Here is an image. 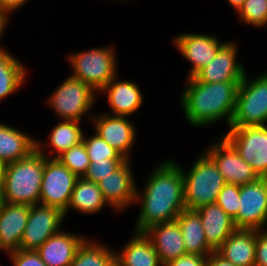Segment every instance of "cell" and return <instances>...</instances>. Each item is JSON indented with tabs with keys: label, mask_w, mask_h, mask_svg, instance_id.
Wrapping results in <instances>:
<instances>
[{
	"label": "cell",
	"mask_w": 267,
	"mask_h": 266,
	"mask_svg": "<svg viewBox=\"0 0 267 266\" xmlns=\"http://www.w3.org/2000/svg\"><path fill=\"white\" fill-rule=\"evenodd\" d=\"M13 266H47L35 250H17L9 253Z\"/></svg>",
	"instance_id": "35"
},
{
	"label": "cell",
	"mask_w": 267,
	"mask_h": 266,
	"mask_svg": "<svg viewBox=\"0 0 267 266\" xmlns=\"http://www.w3.org/2000/svg\"><path fill=\"white\" fill-rule=\"evenodd\" d=\"M236 52V44L225 43L214 59L193 77L204 83L241 82L246 72L242 64L236 62Z\"/></svg>",
	"instance_id": "13"
},
{
	"label": "cell",
	"mask_w": 267,
	"mask_h": 266,
	"mask_svg": "<svg viewBox=\"0 0 267 266\" xmlns=\"http://www.w3.org/2000/svg\"><path fill=\"white\" fill-rule=\"evenodd\" d=\"M8 14L5 13V12H2L0 10V37L2 36V32L4 31L5 29V25L8 21Z\"/></svg>",
	"instance_id": "40"
},
{
	"label": "cell",
	"mask_w": 267,
	"mask_h": 266,
	"mask_svg": "<svg viewBox=\"0 0 267 266\" xmlns=\"http://www.w3.org/2000/svg\"><path fill=\"white\" fill-rule=\"evenodd\" d=\"M4 167L5 165L2 162H0V182H2L3 180Z\"/></svg>",
	"instance_id": "43"
},
{
	"label": "cell",
	"mask_w": 267,
	"mask_h": 266,
	"mask_svg": "<svg viewBox=\"0 0 267 266\" xmlns=\"http://www.w3.org/2000/svg\"><path fill=\"white\" fill-rule=\"evenodd\" d=\"M240 186L226 183L219 192L216 204L219 205L227 215L234 219L239 210Z\"/></svg>",
	"instance_id": "33"
},
{
	"label": "cell",
	"mask_w": 267,
	"mask_h": 266,
	"mask_svg": "<svg viewBox=\"0 0 267 266\" xmlns=\"http://www.w3.org/2000/svg\"><path fill=\"white\" fill-rule=\"evenodd\" d=\"M207 256L185 254L175 260L169 261L164 266H206Z\"/></svg>",
	"instance_id": "37"
},
{
	"label": "cell",
	"mask_w": 267,
	"mask_h": 266,
	"mask_svg": "<svg viewBox=\"0 0 267 266\" xmlns=\"http://www.w3.org/2000/svg\"><path fill=\"white\" fill-rule=\"evenodd\" d=\"M237 229L264 230L267 224V178L240 186L237 216L233 219Z\"/></svg>",
	"instance_id": "10"
},
{
	"label": "cell",
	"mask_w": 267,
	"mask_h": 266,
	"mask_svg": "<svg viewBox=\"0 0 267 266\" xmlns=\"http://www.w3.org/2000/svg\"><path fill=\"white\" fill-rule=\"evenodd\" d=\"M255 229H236L216 250L235 266H255Z\"/></svg>",
	"instance_id": "21"
},
{
	"label": "cell",
	"mask_w": 267,
	"mask_h": 266,
	"mask_svg": "<svg viewBox=\"0 0 267 266\" xmlns=\"http://www.w3.org/2000/svg\"><path fill=\"white\" fill-rule=\"evenodd\" d=\"M195 211L200 215L206 241L214 251L237 229L233 219L216 203Z\"/></svg>",
	"instance_id": "20"
},
{
	"label": "cell",
	"mask_w": 267,
	"mask_h": 266,
	"mask_svg": "<svg viewBox=\"0 0 267 266\" xmlns=\"http://www.w3.org/2000/svg\"><path fill=\"white\" fill-rule=\"evenodd\" d=\"M147 181L142 194L136 189L135 202L141 200L142 206L135 232H144L153 225L174 221L186 209L182 168L174 161L160 164Z\"/></svg>",
	"instance_id": "1"
},
{
	"label": "cell",
	"mask_w": 267,
	"mask_h": 266,
	"mask_svg": "<svg viewBox=\"0 0 267 266\" xmlns=\"http://www.w3.org/2000/svg\"><path fill=\"white\" fill-rule=\"evenodd\" d=\"M255 266H267V230H256Z\"/></svg>",
	"instance_id": "36"
},
{
	"label": "cell",
	"mask_w": 267,
	"mask_h": 266,
	"mask_svg": "<svg viewBox=\"0 0 267 266\" xmlns=\"http://www.w3.org/2000/svg\"><path fill=\"white\" fill-rule=\"evenodd\" d=\"M115 58L112 47H98L70 54L69 61L74 69V73L70 76L100 92L114 77H117Z\"/></svg>",
	"instance_id": "6"
},
{
	"label": "cell",
	"mask_w": 267,
	"mask_h": 266,
	"mask_svg": "<svg viewBox=\"0 0 267 266\" xmlns=\"http://www.w3.org/2000/svg\"><path fill=\"white\" fill-rule=\"evenodd\" d=\"M80 121L64 120L53 127L50 137L51 154L56 153L50 158H57L64 151L82 141L83 132L79 126Z\"/></svg>",
	"instance_id": "28"
},
{
	"label": "cell",
	"mask_w": 267,
	"mask_h": 266,
	"mask_svg": "<svg viewBox=\"0 0 267 266\" xmlns=\"http://www.w3.org/2000/svg\"><path fill=\"white\" fill-rule=\"evenodd\" d=\"M64 217V212L56 207L42 204L30 206L19 249L36 251L48 238L60 231Z\"/></svg>",
	"instance_id": "11"
},
{
	"label": "cell",
	"mask_w": 267,
	"mask_h": 266,
	"mask_svg": "<svg viewBox=\"0 0 267 266\" xmlns=\"http://www.w3.org/2000/svg\"><path fill=\"white\" fill-rule=\"evenodd\" d=\"M126 160L127 159H104L90 162L84 178L98 184L103 178H106L116 171Z\"/></svg>",
	"instance_id": "34"
},
{
	"label": "cell",
	"mask_w": 267,
	"mask_h": 266,
	"mask_svg": "<svg viewBox=\"0 0 267 266\" xmlns=\"http://www.w3.org/2000/svg\"><path fill=\"white\" fill-rule=\"evenodd\" d=\"M205 153L215 162L226 183L243 186L260 178L224 137Z\"/></svg>",
	"instance_id": "12"
},
{
	"label": "cell",
	"mask_w": 267,
	"mask_h": 266,
	"mask_svg": "<svg viewBox=\"0 0 267 266\" xmlns=\"http://www.w3.org/2000/svg\"><path fill=\"white\" fill-rule=\"evenodd\" d=\"M96 92L91 86L69 76L49 97V105L63 120L80 121L94 104Z\"/></svg>",
	"instance_id": "8"
},
{
	"label": "cell",
	"mask_w": 267,
	"mask_h": 266,
	"mask_svg": "<svg viewBox=\"0 0 267 266\" xmlns=\"http://www.w3.org/2000/svg\"><path fill=\"white\" fill-rule=\"evenodd\" d=\"M70 266H116V253L101 244L88 243L85 239Z\"/></svg>",
	"instance_id": "27"
},
{
	"label": "cell",
	"mask_w": 267,
	"mask_h": 266,
	"mask_svg": "<svg viewBox=\"0 0 267 266\" xmlns=\"http://www.w3.org/2000/svg\"><path fill=\"white\" fill-rule=\"evenodd\" d=\"M4 203H5V200H4L3 183L0 182V209L2 208Z\"/></svg>",
	"instance_id": "42"
},
{
	"label": "cell",
	"mask_w": 267,
	"mask_h": 266,
	"mask_svg": "<svg viewBox=\"0 0 267 266\" xmlns=\"http://www.w3.org/2000/svg\"><path fill=\"white\" fill-rule=\"evenodd\" d=\"M8 51L6 52L5 50H2L0 48V62L8 55Z\"/></svg>",
	"instance_id": "44"
},
{
	"label": "cell",
	"mask_w": 267,
	"mask_h": 266,
	"mask_svg": "<svg viewBox=\"0 0 267 266\" xmlns=\"http://www.w3.org/2000/svg\"><path fill=\"white\" fill-rule=\"evenodd\" d=\"M183 235L187 254L208 256L214 250L208 245L200 215L195 210H183L175 219Z\"/></svg>",
	"instance_id": "24"
},
{
	"label": "cell",
	"mask_w": 267,
	"mask_h": 266,
	"mask_svg": "<svg viewBox=\"0 0 267 266\" xmlns=\"http://www.w3.org/2000/svg\"><path fill=\"white\" fill-rule=\"evenodd\" d=\"M90 162L104 159H125L117 150L112 148L97 133L89 138L82 137Z\"/></svg>",
	"instance_id": "32"
},
{
	"label": "cell",
	"mask_w": 267,
	"mask_h": 266,
	"mask_svg": "<svg viewBox=\"0 0 267 266\" xmlns=\"http://www.w3.org/2000/svg\"><path fill=\"white\" fill-rule=\"evenodd\" d=\"M224 138L259 177L267 178V126L230 127Z\"/></svg>",
	"instance_id": "9"
},
{
	"label": "cell",
	"mask_w": 267,
	"mask_h": 266,
	"mask_svg": "<svg viewBox=\"0 0 267 266\" xmlns=\"http://www.w3.org/2000/svg\"><path fill=\"white\" fill-rule=\"evenodd\" d=\"M114 77L102 90L108 94V103L114 115L125 116L136 112L143 102L138 85L132 81H116Z\"/></svg>",
	"instance_id": "22"
},
{
	"label": "cell",
	"mask_w": 267,
	"mask_h": 266,
	"mask_svg": "<svg viewBox=\"0 0 267 266\" xmlns=\"http://www.w3.org/2000/svg\"><path fill=\"white\" fill-rule=\"evenodd\" d=\"M93 121L96 133L128 160L136 138L134 125L125 116L109 114L95 117Z\"/></svg>",
	"instance_id": "16"
},
{
	"label": "cell",
	"mask_w": 267,
	"mask_h": 266,
	"mask_svg": "<svg viewBox=\"0 0 267 266\" xmlns=\"http://www.w3.org/2000/svg\"><path fill=\"white\" fill-rule=\"evenodd\" d=\"M39 143L36 141V149L27 157L5 165L2 183L6 203L38 204L45 165Z\"/></svg>",
	"instance_id": "3"
},
{
	"label": "cell",
	"mask_w": 267,
	"mask_h": 266,
	"mask_svg": "<svg viewBox=\"0 0 267 266\" xmlns=\"http://www.w3.org/2000/svg\"><path fill=\"white\" fill-rule=\"evenodd\" d=\"M78 178L57 158L49 159L45 155L39 204L59 208L66 216L71 193Z\"/></svg>",
	"instance_id": "7"
},
{
	"label": "cell",
	"mask_w": 267,
	"mask_h": 266,
	"mask_svg": "<svg viewBox=\"0 0 267 266\" xmlns=\"http://www.w3.org/2000/svg\"><path fill=\"white\" fill-rule=\"evenodd\" d=\"M144 233L152 242L163 265L187 254L182 231L176 220L153 225Z\"/></svg>",
	"instance_id": "18"
},
{
	"label": "cell",
	"mask_w": 267,
	"mask_h": 266,
	"mask_svg": "<svg viewBox=\"0 0 267 266\" xmlns=\"http://www.w3.org/2000/svg\"><path fill=\"white\" fill-rule=\"evenodd\" d=\"M27 0H0V10L9 15L13 10L20 8Z\"/></svg>",
	"instance_id": "39"
},
{
	"label": "cell",
	"mask_w": 267,
	"mask_h": 266,
	"mask_svg": "<svg viewBox=\"0 0 267 266\" xmlns=\"http://www.w3.org/2000/svg\"><path fill=\"white\" fill-rule=\"evenodd\" d=\"M57 159L78 177H84L90 165L83 141L64 151Z\"/></svg>",
	"instance_id": "30"
},
{
	"label": "cell",
	"mask_w": 267,
	"mask_h": 266,
	"mask_svg": "<svg viewBox=\"0 0 267 266\" xmlns=\"http://www.w3.org/2000/svg\"><path fill=\"white\" fill-rule=\"evenodd\" d=\"M206 266H235L230 261L224 259L216 251L207 256Z\"/></svg>",
	"instance_id": "38"
},
{
	"label": "cell",
	"mask_w": 267,
	"mask_h": 266,
	"mask_svg": "<svg viewBox=\"0 0 267 266\" xmlns=\"http://www.w3.org/2000/svg\"><path fill=\"white\" fill-rule=\"evenodd\" d=\"M129 161L126 160L116 171L98 183L104 200L118 211L135 202V180Z\"/></svg>",
	"instance_id": "14"
},
{
	"label": "cell",
	"mask_w": 267,
	"mask_h": 266,
	"mask_svg": "<svg viewBox=\"0 0 267 266\" xmlns=\"http://www.w3.org/2000/svg\"><path fill=\"white\" fill-rule=\"evenodd\" d=\"M29 212L30 205L3 204L0 209V250L8 254L19 250Z\"/></svg>",
	"instance_id": "17"
},
{
	"label": "cell",
	"mask_w": 267,
	"mask_h": 266,
	"mask_svg": "<svg viewBox=\"0 0 267 266\" xmlns=\"http://www.w3.org/2000/svg\"><path fill=\"white\" fill-rule=\"evenodd\" d=\"M106 204L99 185L84 177H79L71 193L68 209L71 207L86 214H94Z\"/></svg>",
	"instance_id": "26"
},
{
	"label": "cell",
	"mask_w": 267,
	"mask_h": 266,
	"mask_svg": "<svg viewBox=\"0 0 267 266\" xmlns=\"http://www.w3.org/2000/svg\"><path fill=\"white\" fill-rule=\"evenodd\" d=\"M230 5L235 8L237 11L240 9V7L243 5L245 0H227Z\"/></svg>",
	"instance_id": "41"
},
{
	"label": "cell",
	"mask_w": 267,
	"mask_h": 266,
	"mask_svg": "<svg viewBox=\"0 0 267 266\" xmlns=\"http://www.w3.org/2000/svg\"><path fill=\"white\" fill-rule=\"evenodd\" d=\"M25 76L24 66L14 56L8 54L0 62V100L17 91Z\"/></svg>",
	"instance_id": "29"
},
{
	"label": "cell",
	"mask_w": 267,
	"mask_h": 266,
	"mask_svg": "<svg viewBox=\"0 0 267 266\" xmlns=\"http://www.w3.org/2000/svg\"><path fill=\"white\" fill-rule=\"evenodd\" d=\"M36 149V139L0 123V162L4 165L27 157Z\"/></svg>",
	"instance_id": "25"
},
{
	"label": "cell",
	"mask_w": 267,
	"mask_h": 266,
	"mask_svg": "<svg viewBox=\"0 0 267 266\" xmlns=\"http://www.w3.org/2000/svg\"><path fill=\"white\" fill-rule=\"evenodd\" d=\"M244 78L238 87L234 114L229 127L262 126L267 122V73L252 81Z\"/></svg>",
	"instance_id": "5"
},
{
	"label": "cell",
	"mask_w": 267,
	"mask_h": 266,
	"mask_svg": "<svg viewBox=\"0 0 267 266\" xmlns=\"http://www.w3.org/2000/svg\"><path fill=\"white\" fill-rule=\"evenodd\" d=\"M174 42L183 57L193 64L188 77H193L200 69L209 64L225 44H220L214 36L191 33L178 35Z\"/></svg>",
	"instance_id": "15"
},
{
	"label": "cell",
	"mask_w": 267,
	"mask_h": 266,
	"mask_svg": "<svg viewBox=\"0 0 267 266\" xmlns=\"http://www.w3.org/2000/svg\"><path fill=\"white\" fill-rule=\"evenodd\" d=\"M116 266H164L152 242L144 232H135L134 238L116 254Z\"/></svg>",
	"instance_id": "23"
},
{
	"label": "cell",
	"mask_w": 267,
	"mask_h": 266,
	"mask_svg": "<svg viewBox=\"0 0 267 266\" xmlns=\"http://www.w3.org/2000/svg\"><path fill=\"white\" fill-rule=\"evenodd\" d=\"M194 162L190 172L182 170L184 178V203L188 210L216 203L219 192L226 184L215 162L206 154Z\"/></svg>",
	"instance_id": "4"
},
{
	"label": "cell",
	"mask_w": 267,
	"mask_h": 266,
	"mask_svg": "<svg viewBox=\"0 0 267 266\" xmlns=\"http://www.w3.org/2000/svg\"><path fill=\"white\" fill-rule=\"evenodd\" d=\"M187 81L181 101L188 122L200 127L227 117L229 126L241 82L204 83L194 77H188Z\"/></svg>",
	"instance_id": "2"
},
{
	"label": "cell",
	"mask_w": 267,
	"mask_h": 266,
	"mask_svg": "<svg viewBox=\"0 0 267 266\" xmlns=\"http://www.w3.org/2000/svg\"><path fill=\"white\" fill-rule=\"evenodd\" d=\"M240 21L256 27L267 24V0H245L237 11Z\"/></svg>",
	"instance_id": "31"
},
{
	"label": "cell",
	"mask_w": 267,
	"mask_h": 266,
	"mask_svg": "<svg viewBox=\"0 0 267 266\" xmlns=\"http://www.w3.org/2000/svg\"><path fill=\"white\" fill-rule=\"evenodd\" d=\"M85 238L58 231L48 238L37 250L47 266H70L78 247Z\"/></svg>",
	"instance_id": "19"
}]
</instances>
